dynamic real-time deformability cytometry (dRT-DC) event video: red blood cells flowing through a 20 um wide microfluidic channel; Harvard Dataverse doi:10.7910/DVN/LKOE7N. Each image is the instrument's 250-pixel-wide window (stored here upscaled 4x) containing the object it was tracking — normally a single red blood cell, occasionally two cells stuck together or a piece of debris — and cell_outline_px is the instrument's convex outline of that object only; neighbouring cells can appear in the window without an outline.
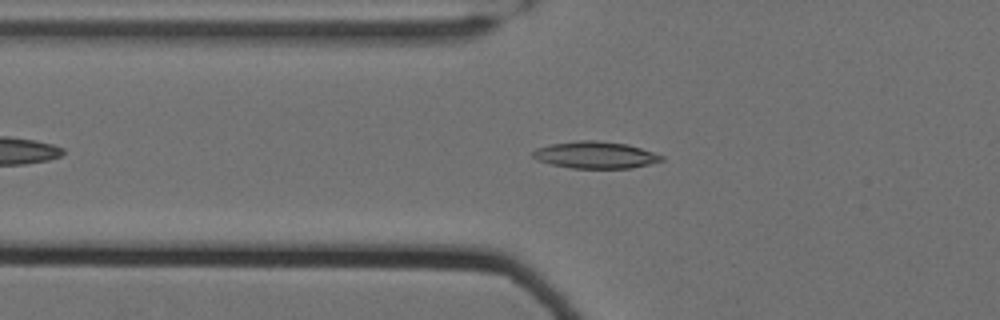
{"species": "Egyptian fruit bat (a non-hibernating species)", "species_latin": "Rousettus aegyptiacus", "temperature_condition": "cold", "stored_images_in_passage": 48, "camera_frame_rate_fps": 3000, "um_per_image_px": 0.085, "animal": {"sex": "female"}, "frame": {"image": 1, "passage_image": 11, "time_ms": 3.333, "image_size_px": [1000, 320], "cell_outline_px": [[664, 160], [632, 168], [572, 168], [552, 164], [536, 160], [532, 156], [532, 152], [536, 148], [552, 144], [576, 140], [596, 140], [628, 144], [664, 156]], "centroid_in_image_um": [50.59, 13.17], "position_along_channel_um": 75.2, "area_um2": 20.11}}
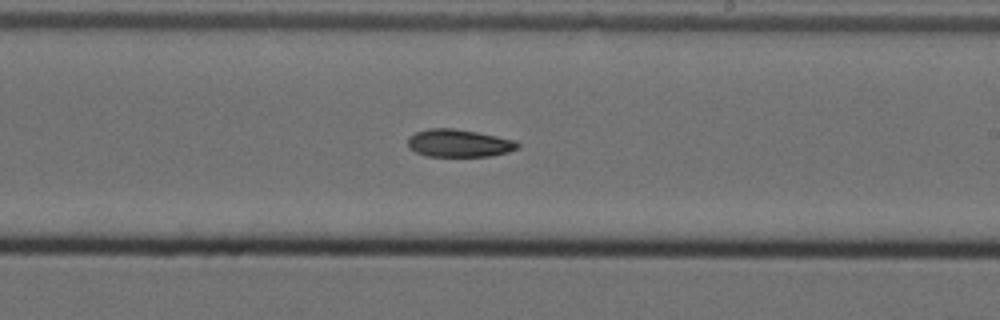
{"frame": {"image": 2, "passage_image": 26, "time_ms": 8.333, "image_size_px": [1000, 320], "cell_outline_px": [[520, 148], [508, 152], [488, 156], [428, 156], [416, 152], [408, 148], [408, 136], [416, 132], [428, 128], [452, 128], [476, 132], [516, 140], [520, 144]], "centroid_in_image_um": [39.01, 12.17], "position_along_channel_um": 250.0, "area_um2": 17.74}}
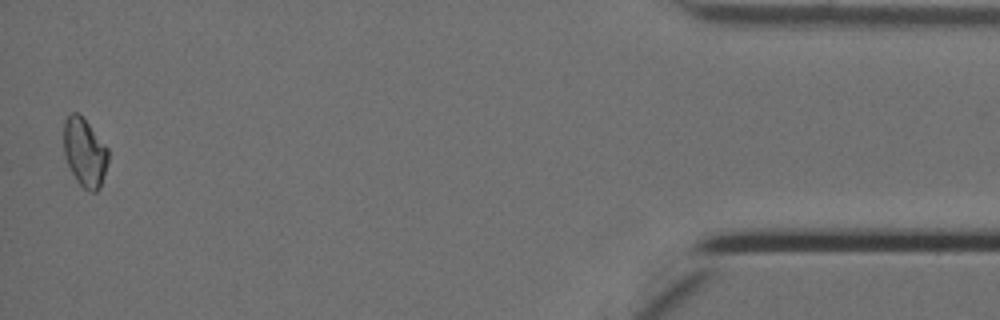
{"frame": {"image": 3, "passage_image": 47, "time_ms": 15.333, "image_size_px": [1000, 320], "cell_outline_px": [[108, 160], [100, 188], [96, 192], [88, 192], [76, 180], [68, 164], [64, 152], [64, 120], [72, 112], [76, 112], [88, 124], [108, 148]], "centroid_in_image_um": [7.2, 12.98], "position_along_channel_um": 428.0, "area_um2": 17.46}}